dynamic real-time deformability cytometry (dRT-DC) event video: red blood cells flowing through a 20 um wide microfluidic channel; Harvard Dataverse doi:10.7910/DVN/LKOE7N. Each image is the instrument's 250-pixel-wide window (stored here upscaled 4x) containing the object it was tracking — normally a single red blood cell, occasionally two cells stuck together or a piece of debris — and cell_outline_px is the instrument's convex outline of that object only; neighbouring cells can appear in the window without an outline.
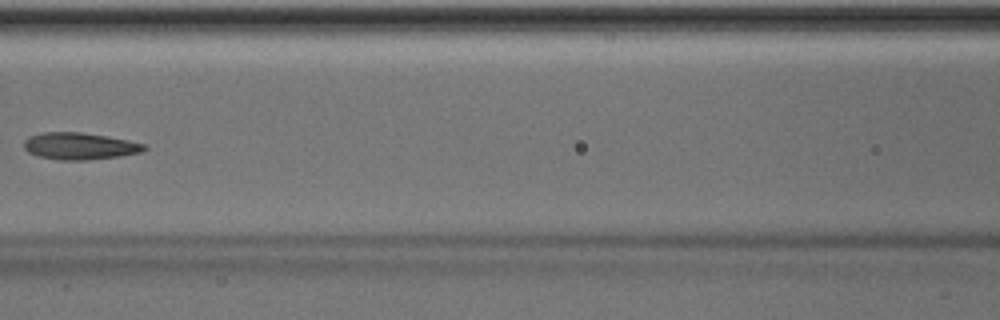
{"species": "Egyptian fruit bat (a non-hibernating species)", "species_latin": "Rousettus aegyptiacus", "temperature_condition": "room temperature", "stored_images_in_passage": 7, "camera_frame_rate_fps": 3000, "um_per_image_px": 0.085, "animal": {"sex": "male"}, "frame": {"image": 1, "passage_image": 6, "time_ms": 6.0, "image_size_px": [1000, 320], "cell_outline_px": [[148, 148], [140, 152], [120, 156], [88, 160], [60, 160], [40, 156], [28, 152], [24, 148], [24, 140], [28, 136], [44, 132], [80, 132], [128, 140], [144, 144]], "centroid_in_image_um": [6.75, 12.42], "position_along_channel_um": 159.9, "area_um2": 18.73}}